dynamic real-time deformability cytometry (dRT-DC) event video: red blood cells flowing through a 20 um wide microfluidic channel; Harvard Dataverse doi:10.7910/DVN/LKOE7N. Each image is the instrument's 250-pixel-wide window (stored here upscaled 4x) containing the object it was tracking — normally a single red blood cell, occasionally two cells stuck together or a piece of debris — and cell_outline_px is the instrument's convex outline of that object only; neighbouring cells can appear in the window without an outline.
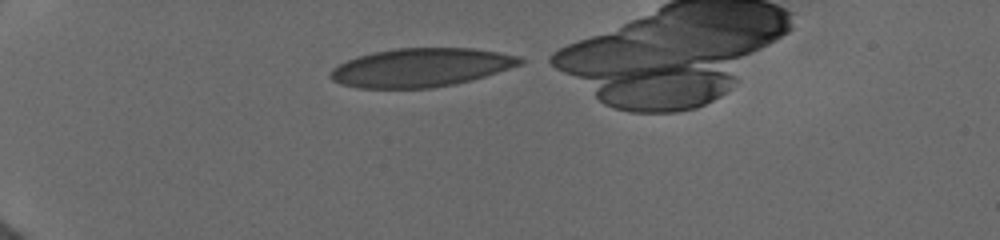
{"species": "human", "species_latin": "Homo sapiens", "temperature_condition": "cold", "stored_images_in_passage": 3, "camera_frame_rate_fps": 3000, "um_per_image_px": 0.085, "donor": {"sex": "female"}, "frame": {"image": 1, "passage_image": 1, "time_ms": 0.0, "image_size_px": [1000, 240], "cell_outline_px": [[524, 60], [520, 64], [484, 76], [452, 84], [432, 88], [356, 88], [340, 84], [332, 80], [328, 76], [332, 68], [356, 56], [372, 52], [396, 48], [472, 48], [520, 56]], "centroid_in_image_um": [35.7, 5.74], "position_along_channel_um": 49.3, "area_um2": 42.37}}